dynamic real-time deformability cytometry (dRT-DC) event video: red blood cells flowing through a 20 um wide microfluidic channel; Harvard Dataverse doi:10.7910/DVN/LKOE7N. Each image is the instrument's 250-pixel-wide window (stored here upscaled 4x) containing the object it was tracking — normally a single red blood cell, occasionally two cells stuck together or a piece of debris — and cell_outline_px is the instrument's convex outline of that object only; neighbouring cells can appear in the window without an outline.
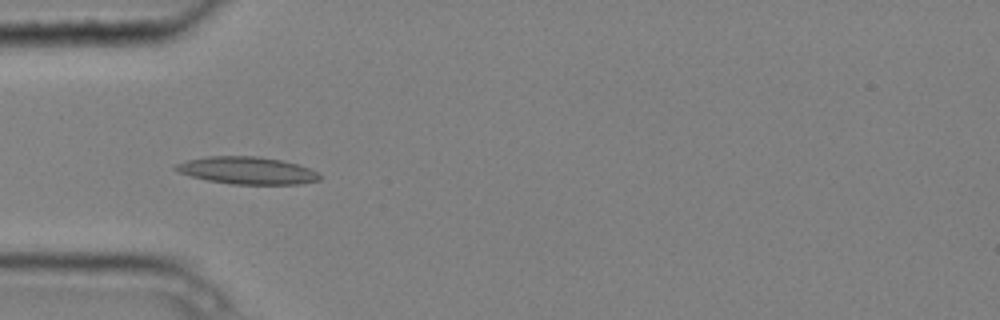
{"species": "common noctule bat (a hibernating species)", "species_latin": "Nyctalus noctula", "temperature_condition": "cold", "stored_images_in_passage": 5, "camera_frame_rate_fps": 3000, "um_per_image_px": 0.085, "animal": {"sex": "male", "body_mass_g": 20.4}, "frame": {"image": 1, "passage_image": 5, "time_ms": 1.333, "image_size_px": [1000, 320], "cell_outline_px": [[320, 180], [300, 184], [232, 184], [208, 180], [192, 176], [180, 172], [172, 168], [176, 164], [188, 160], [208, 156], [256, 156], [280, 160], [296, 164], [308, 168], [316, 172], [320, 176]], "centroid_in_image_um": [21.0, 14.49], "position_along_channel_um": 64.0, "area_um2": 22.6}}